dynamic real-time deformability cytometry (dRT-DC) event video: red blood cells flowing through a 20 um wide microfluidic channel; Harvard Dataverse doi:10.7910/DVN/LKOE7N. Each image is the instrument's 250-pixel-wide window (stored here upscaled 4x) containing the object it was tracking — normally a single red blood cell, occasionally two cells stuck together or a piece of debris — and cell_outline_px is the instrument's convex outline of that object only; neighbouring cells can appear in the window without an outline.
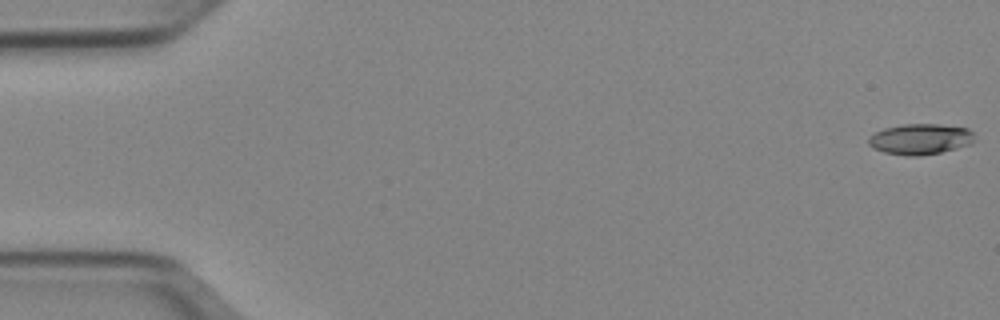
{"species": "Egyptian fruit bat (a non-hibernating species)", "species_latin": "Rousettus aegyptiacus", "temperature_condition": "cold", "stored_images_in_passage": 52, "camera_frame_rate_fps": 3000, "um_per_image_px": 0.085, "animal": {"sex": "female"}, "frame": {"image": 1, "passage_image": 1, "time_ms": 0.0, "image_size_px": [1000, 320], "cell_outline_px": [[976, 140], [972, 144], [940, 152], [920, 156], [904, 156], [884, 152], [872, 148], [868, 144], [868, 136], [884, 128], [904, 124], [940, 124], [968, 128], [972, 132]], "centroid_in_image_um": [78.22, 11.82], "position_along_channel_um": 6.8, "area_um2": 19.19}}
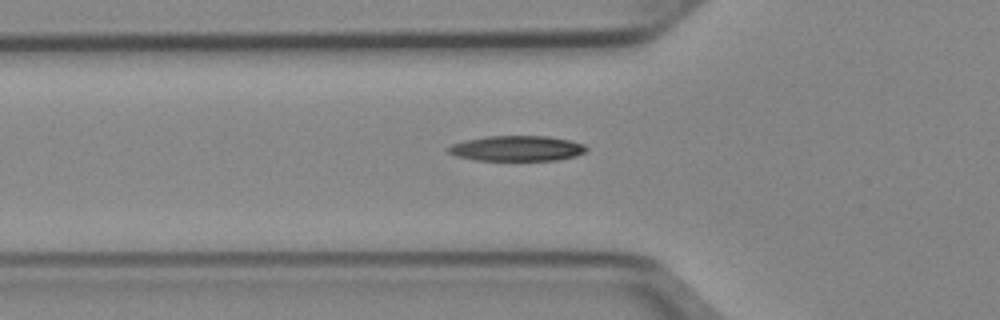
{"frame": {"image": 2, "passage_image": 18, "time_ms": 5.667, "image_size_px": [1000, 320], "cell_outline_px": [[588, 148], [584, 152], [576, 156], [556, 160], [476, 160], [456, 156], [448, 152], [448, 148], [452, 144], [464, 140], [488, 136], [548, 136], [568, 140], [584, 144]], "centroid_in_image_um": [43.93, 12.61], "position_along_channel_um": 81.9, "area_um2": 20.29}}
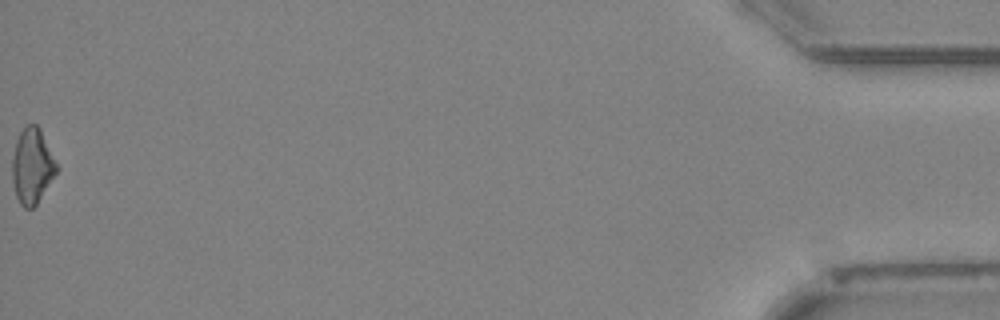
{"frame": {"image": 3, "passage_image": 52, "time_ms": 17.0, "image_size_px": [1000, 320], "cell_outline_px": [[60, 168], [36, 204], [32, 208], [24, 208], [20, 204], [16, 196], [12, 180], [12, 156], [16, 140], [24, 124], [36, 124], [40, 128]], "centroid_in_image_um": [2.74, 14.08], "position_along_channel_um": 432.5, "area_um2": 19.71}, "authors_computed_cell_mechanics": {"area_um2": 19.4497, "velocity_mm_per_s": 3.9658, "shape_relaxation_time_tau1_ms": 6.4348, "shape_relaxation_time_tau2_ms": null, "deformation_change_tau1": 0.154, "deformation_change_tau2": null}}